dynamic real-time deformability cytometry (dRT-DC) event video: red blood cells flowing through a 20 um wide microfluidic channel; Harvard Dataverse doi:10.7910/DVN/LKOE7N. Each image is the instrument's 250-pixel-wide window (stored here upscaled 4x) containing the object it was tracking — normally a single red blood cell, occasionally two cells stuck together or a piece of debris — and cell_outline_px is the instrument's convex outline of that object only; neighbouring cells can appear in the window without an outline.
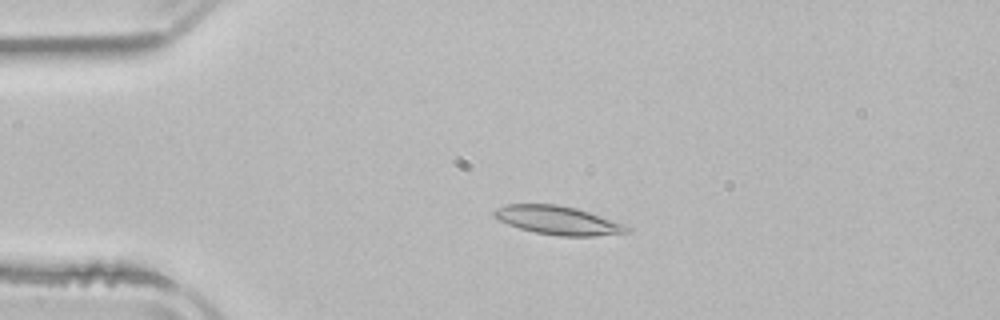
{"species": "common noctule bat (a hibernating species)", "species_latin": "Nyctalus noctula", "temperature_condition": "room temperature", "stored_images_in_passage": 3, "camera_frame_rate_fps": 3000, "um_per_image_px": 0.085, "animal": {"sex": "male", "body_mass_g": 21.5, "forearm_length_mm": 52.0}, "frame": {"image": 1, "passage_image": 2, "time_ms": 1.333, "image_size_px": [1000, 320], "cell_outline_px": [[632, 228], [628, 232], [592, 236], [560, 236], [536, 232], [520, 228], [508, 224], [492, 216], [492, 212], [496, 208], [504, 204], [556, 204], [576, 208], [624, 224]], "centroid_in_image_um": [47.39, 18.72], "position_along_channel_um": 37.6, "area_um2": 21.91}}